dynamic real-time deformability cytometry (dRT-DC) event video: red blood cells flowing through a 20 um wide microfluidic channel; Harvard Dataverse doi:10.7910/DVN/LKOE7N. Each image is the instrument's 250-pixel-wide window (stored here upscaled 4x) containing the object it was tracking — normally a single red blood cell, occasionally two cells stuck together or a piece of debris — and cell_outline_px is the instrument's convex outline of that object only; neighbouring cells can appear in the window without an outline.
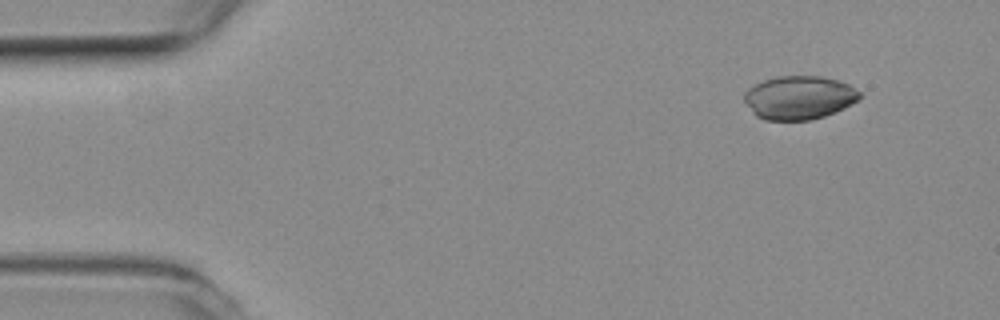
{"species": "common noctule bat (a hibernating species)", "species_latin": "Nyctalus noctula", "temperature_condition": "room temperature", "stored_images_in_passage": 5, "camera_frame_rate_fps": 3000, "um_per_image_px": 0.085, "animal": {"sex": "female", "body_mass_g": 19.3, "forearm_length_mm": 54.1}, "frame": {"image": 1, "passage_image": 1, "time_ms": 0.0, "image_size_px": [1000, 320], "cell_outline_px": [[860, 96], [856, 100], [844, 108], [824, 116], [812, 120], [764, 120], [756, 116], [752, 112], [744, 100], [744, 92], [748, 88], [764, 80], [776, 76], [820, 76], [836, 80], [848, 84], [860, 92]], "centroid_in_image_um": [67.89, 8.3], "position_along_channel_um": 17.1, "area_um2": 29.13}}
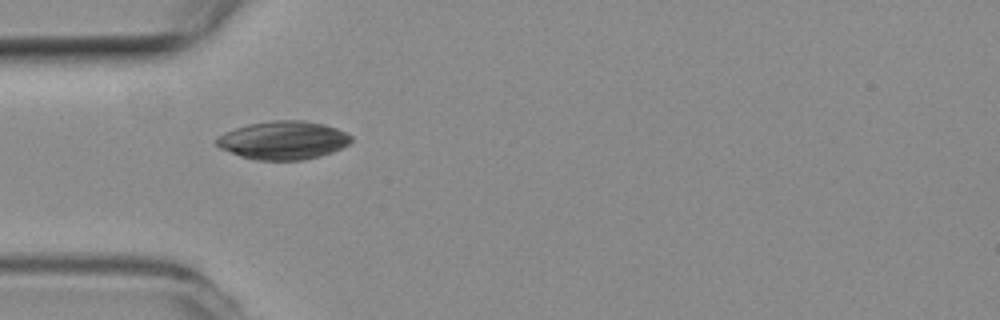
{"frame": {"image": 2, "passage_image": 4, "time_ms": 1.0, "image_size_px": [1000, 320], "cell_outline_px": [[352, 140], [348, 144], [332, 152], [320, 156], [304, 160], [256, 160], [240, 156], [220, 148], [216, 144], [216, 140], [220, 136], [236, 128], [248, 124], [272, 120], [304, 120], [324, 124], [336, 128], [352, 136]], "centroid_in_image_um": [24.1, 11.92], "position_along_channel_um": 60.9, "area_um2": 29.88}}
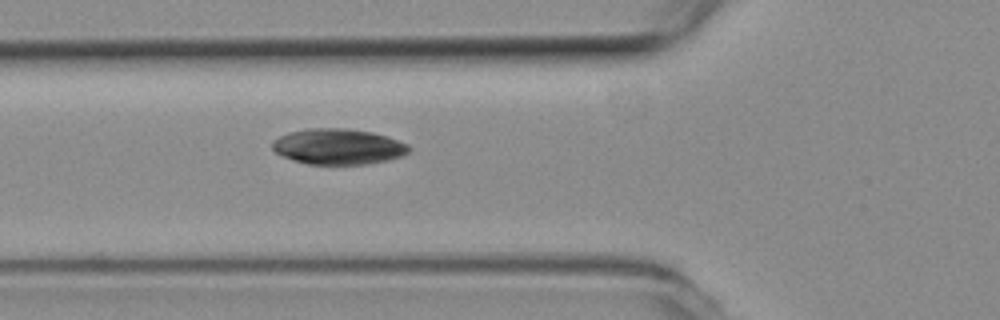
{"frame": {"image": 3, "passage_image": 5, "time_ms": 1.333, "image_size_px": [1000, 320], "cell_outline_px": [[412, 148], [408, 152], [400, 156], [388, 160], [368, 164], [308, 164], [292, 160], [276, 152], [272, 148], [272, 140], [288, 132], [308, 128], [348, 128], [372, 132], [408, 144]], "centroid_in_image_um": [28.73, 12.45], "position_along_channel_um": 97.1, "area_um2": 28.38}}